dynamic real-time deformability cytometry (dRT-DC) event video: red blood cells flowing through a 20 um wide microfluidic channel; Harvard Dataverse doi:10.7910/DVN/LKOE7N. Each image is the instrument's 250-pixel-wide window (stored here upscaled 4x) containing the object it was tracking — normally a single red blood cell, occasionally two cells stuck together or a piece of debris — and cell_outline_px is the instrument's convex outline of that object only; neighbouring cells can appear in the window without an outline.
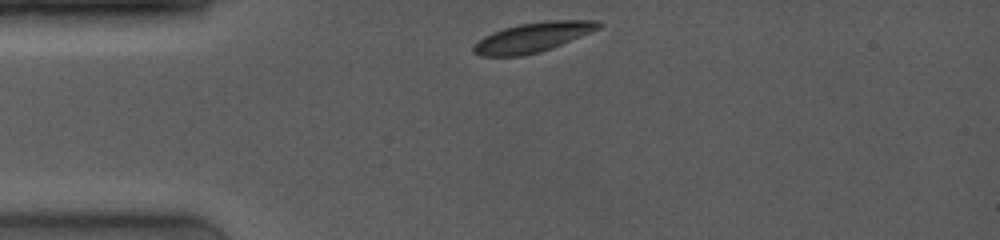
{"species": "common noctule bat (a hibernating species)", "species_latin": "Nyctalus noctula", "temperature_condition": "room temperature", "stored_images_in_passage": 48, "camera_frame_rate_fps": 4000, "um_per_image_px": 0.085, "animal": {"sex": "female", "body_mass_g": 19.0, "forearm_length_mm": 53.3}, "frame": {"image": 1, "passage_image": 1, "time_ms": 0.0, "image_size_px": [1000, 240], "cell_outline_px": [[604, 24], [600, 28], [552, 48], [540, 52], [520, 56], [480, 56], [472, 52], [472, 44], [484, 36], [492, 32], [504, 28], [520, 24], [548, 20], [596, 20]], "centroid_in_image_um": [45.26, 3.17], "position_along_channel_um": 39.7, "area_um2": 21.68}}
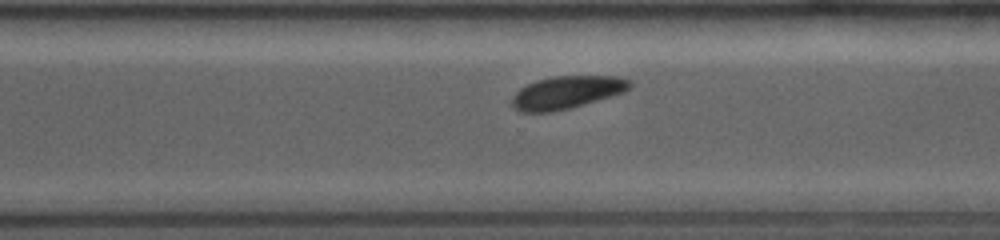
{"frame": {"image": 2, "passage_image": 31, "time_ms": 7.75, "image_size_px": [1000, 240], "cell_outline_px": [[632, 88], [624, 92], [568, 108], [552, 112], [520, 112], [512, 104], [512, 96], [520, 88], [528, 84], [540, 80], [556, 76], [616, 76], [632, 80]], "centroid_in_image_um": [48.2, 7.84], "position_along_channel_um": 322.4, "area_um2": 22.14}}
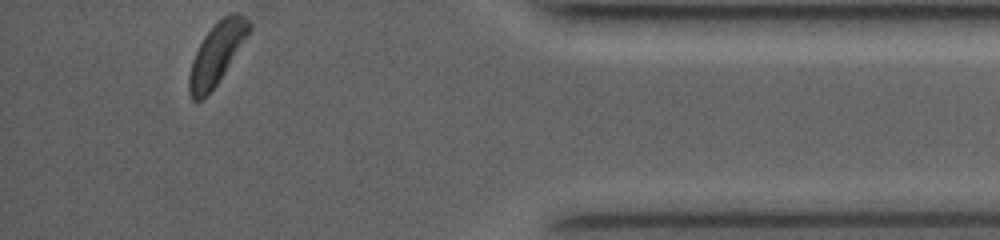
{"frame": {"image": 3, "passage_image": 47, "time_ms": 10.75, "image_size_px": [1000, 240], "cell_outline_px": [[252, 28], [224, 72], [216, 84], [200, 100], [192, 100], [188, 92], [188, 76], [192, 60], [200, 44], [208, 32], [224, 16], [232, 12], [240, 12], [252, 24]], "centroid_in_image_um": [18.42, 4.54], "position_along_channel_um": 416.8, "area_um2": 20.81}, "authors_computed_cell_mechanics": {"area_um2": 22.3686, "velocity_mm_per_s": 4.0237, "shape_relaxation_time_tau1_ms": 4.5945, "shape_relaxation_time_tau2_ms": null, "deformation_change_tau1": 0.1678, "deformation_change_tau2": null}}